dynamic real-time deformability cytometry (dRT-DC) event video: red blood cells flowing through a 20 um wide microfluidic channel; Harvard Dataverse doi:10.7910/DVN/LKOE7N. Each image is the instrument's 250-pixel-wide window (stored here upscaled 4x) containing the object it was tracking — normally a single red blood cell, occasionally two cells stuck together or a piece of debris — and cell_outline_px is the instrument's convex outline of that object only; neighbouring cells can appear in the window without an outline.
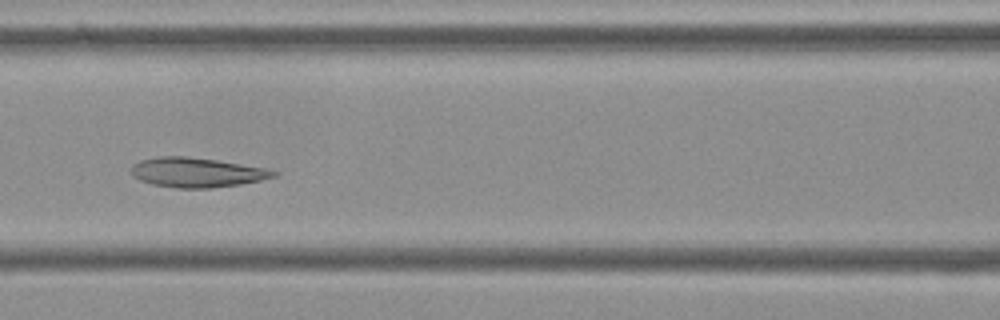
{"species": "Egyptian fruit bat (a non-hibernating species)", "species_latin": "Rousettus aegyptiacus", "temperature_condition": "cold", "stored_images_in_passage": 8, "camera_frame_rate_fps": 3000, "um_per_image_px": 0.085, "frame": {"image": 1, "passage_image": 7, "time_ms": 2.0, "image_size_px": [1000, 320], "cell_outline_px": [[280, 172], [276, 176], [260, 180], [240, 184], [212, 188], [176, 188], [152, 184], [140, 180], [132, 176], [132, 164], [140, 160], [156, 156], [184, 156], [216, 160], [264, 168]], "centroid_in_image_um": [16.69, 14.65], "position_along_channel_um": 149.9, "area_um2": 24.51}}
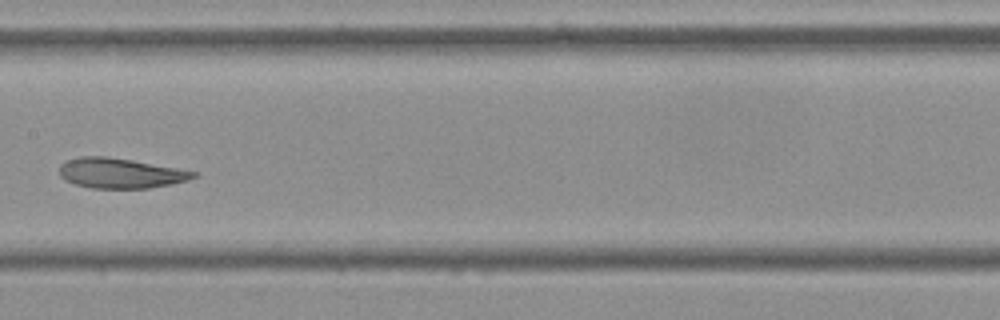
{"frame": {"image": 2, "passage_image": 8, "time_ms": 2.333, "image_size_px": [1000, 320], "cell_outline_px": [[196, 176], [188, 180], [148, 188], [92, 188], [76, 184], [64, 180], [60, 176], [60, 164], [64, 160], [80, 156], [104, 156], [132, 160], [176, 168], [196, 172]], "centroid_in_image_um": [10.16, 14.71], "position_along_channel_um": 197.2, "area_um2": 23.29}}